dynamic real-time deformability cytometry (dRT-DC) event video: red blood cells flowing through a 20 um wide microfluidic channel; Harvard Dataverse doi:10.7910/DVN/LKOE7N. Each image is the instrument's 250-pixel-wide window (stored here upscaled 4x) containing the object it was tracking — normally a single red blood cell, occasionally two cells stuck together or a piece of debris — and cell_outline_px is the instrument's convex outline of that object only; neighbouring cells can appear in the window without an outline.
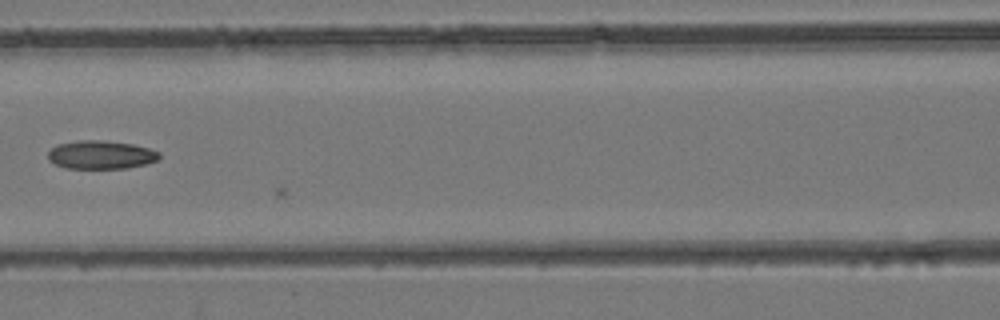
{"species": "common noctule bat (a hibernating species)", "species_latin": "Nyctalus noctula", "temperature_condition": "room temperature", "stored_images_in_passage": 22, "camera_frame_rate_fps": 3000, "um_per_image_px": 0.085, "animal": {"sex": "female", "body_mass_g": 24.6, "forearm_length_mm": 56.2}, "frame": {"image": 1, "passage_image": 21, "time_ms": 6.667, "image_size_px": [1000, 320], "cell_outline_px": [[160, 156], [156, 160], [144, 164], [128, 168], [68, 168], [56, 164], [48, 160], [48, 152], [56, 144], [80, 140], [104, 140], [132, 144], [148, 148], [160, 152]], "centroid_in_image_um": [8.56, 13.15], "position_along_channel_um": 158.0, "area_um2": 18.32}}